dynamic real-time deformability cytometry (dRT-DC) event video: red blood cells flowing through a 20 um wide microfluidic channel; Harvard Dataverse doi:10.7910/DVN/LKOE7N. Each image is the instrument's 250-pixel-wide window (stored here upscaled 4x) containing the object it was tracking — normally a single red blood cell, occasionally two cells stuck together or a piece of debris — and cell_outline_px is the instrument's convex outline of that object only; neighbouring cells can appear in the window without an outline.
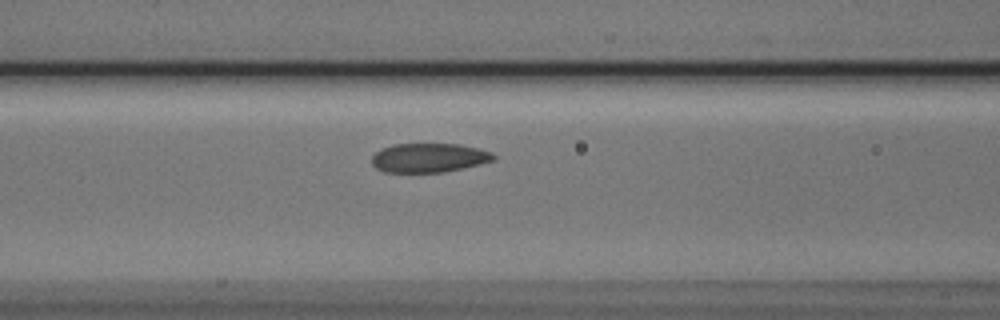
{"species": "Egyptian fruit bat (a non-hibernating species)", "species_latin": "Rousettus aegyptiacus", "temperature_condition": "cold", "stored_images_in_passage": 5, "camera_frame_rate_fps": 3000, "um_per_image_px": 0.085, "animal": {"sex": "male"}, "frame": {"image": 1, "passage_image": 5, "time_ms": 1.333, "image_size_px": [1000, 320], "cell_outline_px": [[496, 160], [444, 172], [384, 172], [376, 168], [372, 164], [372, 156], [380, 148], [392, 144], [460, 144], [492, 152], [496, 156]], "centroid_in_image_um": [36.44, 13.4], "position_along_channel_um": 130.2, "area_um2": 20.69}}